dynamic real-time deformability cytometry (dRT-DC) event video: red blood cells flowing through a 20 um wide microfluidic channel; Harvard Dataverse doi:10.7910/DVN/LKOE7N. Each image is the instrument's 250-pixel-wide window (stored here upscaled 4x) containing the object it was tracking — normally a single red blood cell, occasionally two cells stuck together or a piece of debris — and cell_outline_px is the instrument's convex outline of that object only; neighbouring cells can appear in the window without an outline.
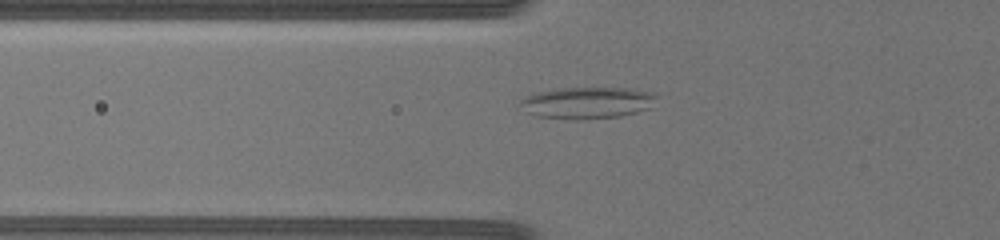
{"species": "common noctule bat (a hibernating species)", "species_latin": "Nyctalus noctula", "temperature_condition": "warm", "stored_images_in_passage": 17, "camera_frame_rate_fps": 3000, "um_per_image_px": 0.085, "animal": {"sex": "female", "body_mass_g": 19.5, "forearm_length_mm": 54.1}, "frame": {"image": 1, "passage_image": 2, "time_ms": 1.0, "image_size_px": [1000, 240], "cell_outline_px": [[656, 96], [648, 108], [636, 112], [620, 116], [576, 120], [572, 120], [536, 116], [528, 112], [520, 104], [520, 100], [536, 92], [552, 88], [636, 88], [652, 92]], "centroid_in_image_um": [49.89, 8.73], "position_along_channel_um": 75.9, "area_um2": 25.09}}
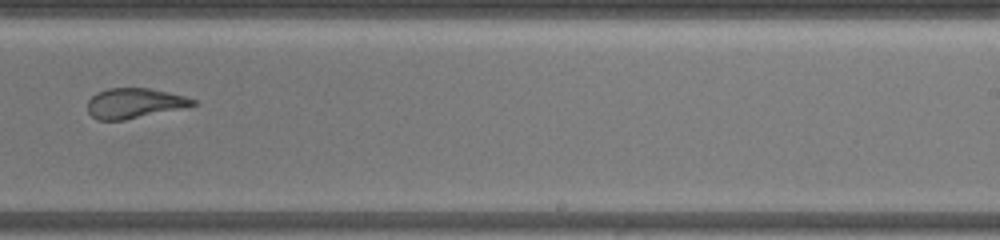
{"frame": {"image": 2, "passage_image": 9, "time_ms": 8.0, "image_size_px": [1000, 240], "cell_outline_px": [[200, 104], [124, 120], [96, 120], [88, 112], [88, 100], [96, 92], [108, 88], [148, 88], [168, 92], [184, 96], [196, 100]], "centroid_in_image_um": [11.41, 8.77], "position_along_channel_um": 277.6, "area_um2": 18.38}}
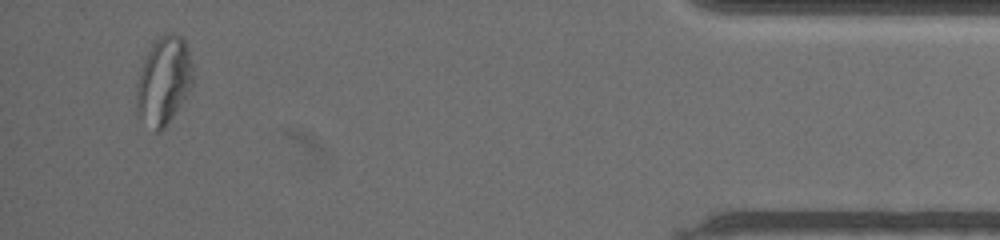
{"frame": {"image": 3, "passage_image": 16, "time_ms": 15.0, "image_size_px": [1000, 240], "cell_outline_px": [[192, 84], [188, 92], [164, 128], [160, 132], [156, 132], [136, 116], [136, 84], [140, 68], [152, 44], [160, 36], [168, 32], [172, 32], [180, 36], [184, 40], [188, 48], [192, 64]], "centroid_in_image_um": [13.88, 6.87], "position_along_channel_um": 421.3, "area_um2": 28.9}}